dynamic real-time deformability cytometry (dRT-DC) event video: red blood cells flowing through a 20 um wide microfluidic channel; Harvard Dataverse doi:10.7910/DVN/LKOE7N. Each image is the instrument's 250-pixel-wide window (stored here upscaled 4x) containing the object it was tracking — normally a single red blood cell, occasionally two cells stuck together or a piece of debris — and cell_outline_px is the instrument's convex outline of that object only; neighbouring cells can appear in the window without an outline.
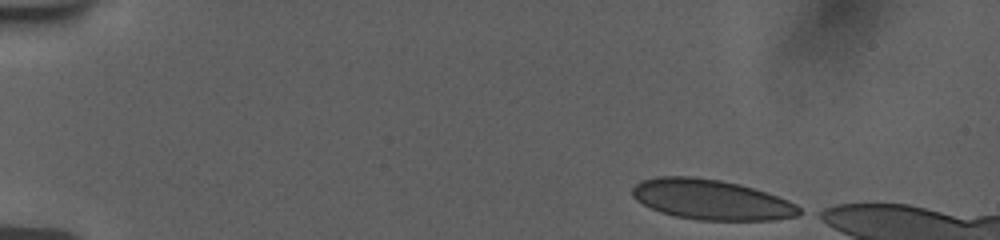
{"species": "human", "species_latin": "Homo sapiens", "temperature_condition": "room temperature", "stored_images_in_passage": 45, "camera_frame_rate_fps": 3000, "um_per_image_px": 0.085, "donor": {"sex": "female"}, "frame": {"image": 1, "passage_image": 1, "time_ms": 0.0, "image_size_px": [1000, 240], "cell_outline_px": [[808, 212], [800, 216], [776, 220], [696, 220], [676, 216], [660, 212], [636, 200], [632, 196], [632, 188], [640, 180], [656, 176], [692, 176], [720, 180], [740, 184], [788, 200], [796, 204]], "centroid_in_image_um": [60.5, 16.97], "position_along_channel_um": 24.5, "area_um2": 39.42}}
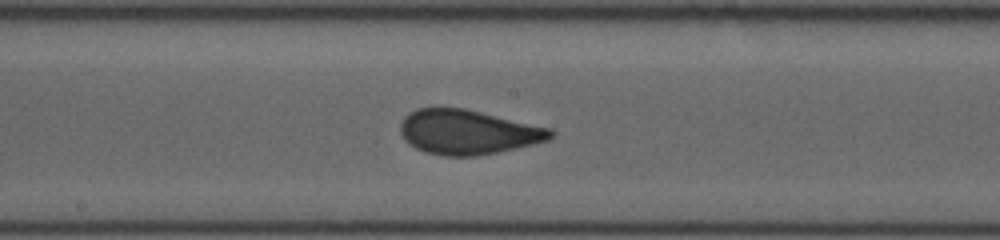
{"frame": {"image": 2, "passage_image": 24, "time_ms": 7.667, "image_size_px": [1000, 240], "cell_outline_px": [[556, 132], [548, 140], [532, 144], [496, 152], [476, 156], [444, 156], [424, 152], [408, 144], [404, 140], [400, 132], [400, 124], [404, 116], [408, 112], [416, 108], [464, 108], [552, 128]], "centroid_in_image_um": [39.74, 11.22], "position_along_channel_um": 208.5, "area_um2": 39.13}}
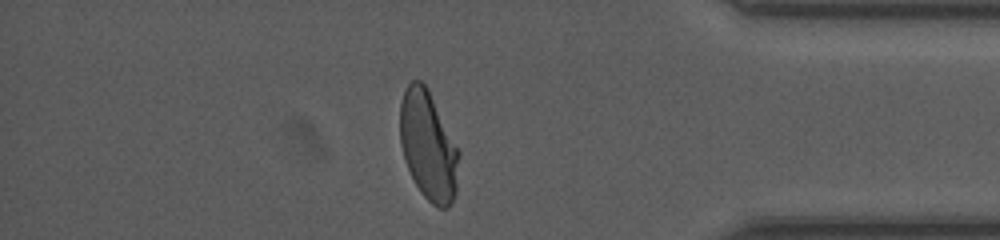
{"frame": {"image": 3, "passage_image": 41, "time_ms": 13.333, "image_size_px": [1000, 240], "cell_outline_px": [[460, 152], [456, 196], [448, 208], [440, 208], [432, 204], [420, 192], [404, 160], [400, 144], [400, 104], [404, 92], [408, 84], [412, 80], [420, 80], [428, 88]], "centroid_in_image_um": [36.41, 12.41], "position_along_channel_um": 398.8, "area_um2": 37.57}}